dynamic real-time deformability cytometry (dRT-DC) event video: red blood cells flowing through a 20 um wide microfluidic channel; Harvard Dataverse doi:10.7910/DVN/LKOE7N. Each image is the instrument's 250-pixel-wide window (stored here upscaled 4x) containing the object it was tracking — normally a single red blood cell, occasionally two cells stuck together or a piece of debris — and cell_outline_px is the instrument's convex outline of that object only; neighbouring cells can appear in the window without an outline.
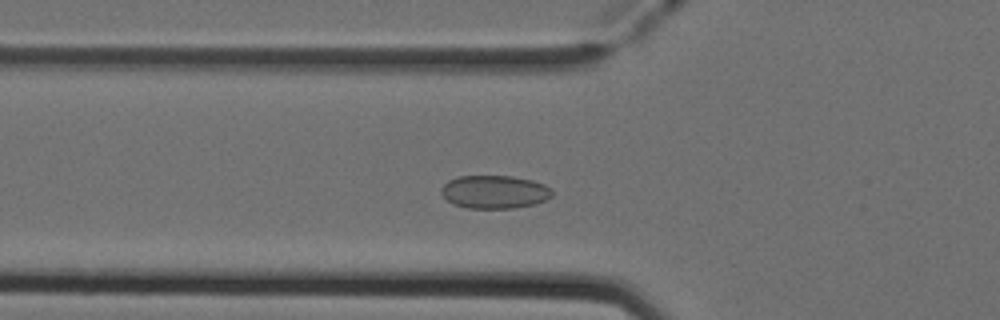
{"species": "Egyptian fruit bat (a non-hibernating species)", "species_latin": "Rousettus aegyptiacus", "temperature_condition": "cold", "stored_images_in_passage": 39, "camera_frame_rate_fps": 3000, "um_per_image_px": 0.085, "animal": {"sex": "female"}, "frame": {"image": 1, "passage_image": 5, "time_ms": 1.333, "image_size_px": [1000, 320], "cell_outline_px": [[552, 196], [536, 204], [512, 208], [468, 208], [452, 204], [440, 192], [440, 188], [448, 180], [456, 176], [512, 176], [532, 180], [544, 184], [552, 188]], "centroid_in_image_um": [42.02, 16.3], "position_along_channel_um": 83.8, "area_um2": 21.56}}
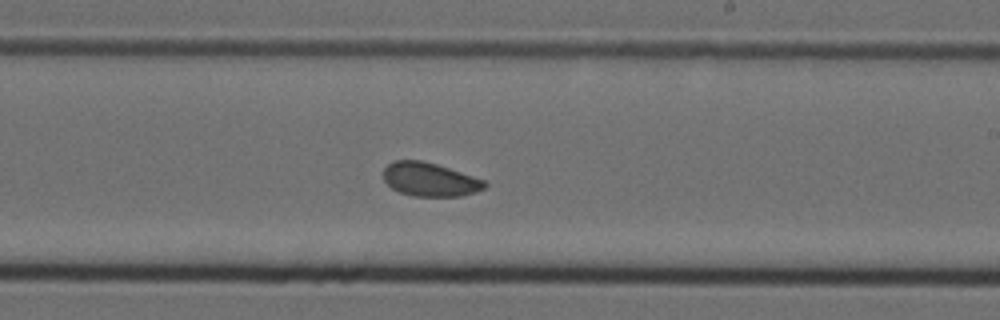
{"frame": {"image": 2, "passage_image": 18, "time_ms": 5.667, "image_size_px": [1000, 320], "cell_outline_px": [[488, 184], [484, 188], [460, 196], [412, 196], [400, 192], [392, 188], [384, 180], [384, 168], [388, 164], [396, 160], [420, 160], [436, 164], [484, 180]], "centroid_in_image_um": [36.5, 15.25], "position_along_channel_um": 252.5, "area_um2": 19.54}}
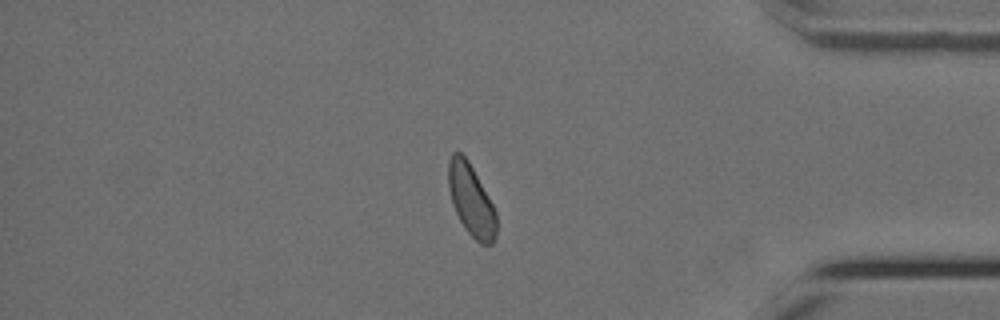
{"frame": {"image": 3, "passage_image": 31, "time_ms": 10.0, "image_size_px": [1000, 320], "cell_outline_px": [[496, 236], [492, 244], [480, 244], [464, 228], [452, 204], [448, 188], [448, 160], [452, 152], [460, 152], [468, 160], [492, 204], [496, 212]], "centroid_in_image_um": [40.03, 17.01], "position_along_channel_um": 395.2, "area_um2": 19.88}, "authors_computed_cell_mechanics": {"area_um2": 20.1722, "velocity_mm_per_s": 3.8789, "shape_relaxation_time_tau1_ms": null, "shape_relaxation_time_tau2_ms": 2.9009, "deformation_change_tau1": null, "deformation_change_tau2": 0.0444}}